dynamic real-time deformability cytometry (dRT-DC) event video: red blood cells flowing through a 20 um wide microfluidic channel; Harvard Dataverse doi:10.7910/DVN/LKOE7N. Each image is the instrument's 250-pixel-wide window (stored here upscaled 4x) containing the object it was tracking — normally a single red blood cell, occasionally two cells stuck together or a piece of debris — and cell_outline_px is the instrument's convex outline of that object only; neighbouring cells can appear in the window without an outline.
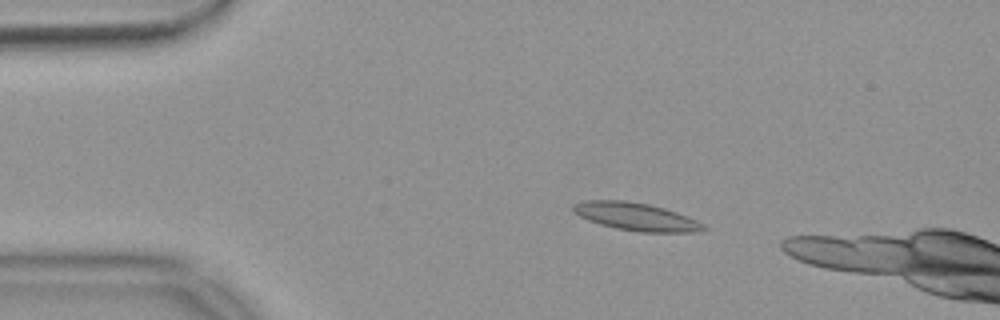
{"species": "common noctule bat (a hibernating species)", "species_latin": "Nyctalus noctula", "temperature_condition": "warm", "stored_images_in_passage": 50, "camera_frame_rate_fps": 3000, "um_per_image_px": 0.085, "animal": {"sex": "female", "body_mass_g": 18.4}, "frame": {"image": 1, "passage_image": 5, "time_ms": 1.333, "image_size_px": [1000, 320], "cell_outline_px": [[708, 228], [700, 232], [640, 232], [616, 228], [600, 224], [588, 220], [572, 212], [572, 204], [584, 200], [624, 200], [648, 204], [664, 208], [688, 216], [704, 224]], "centroid_in_image_um": [54.06, 18.41], "position_along_channel_um": 30.9, "area_um2": 21.21}}
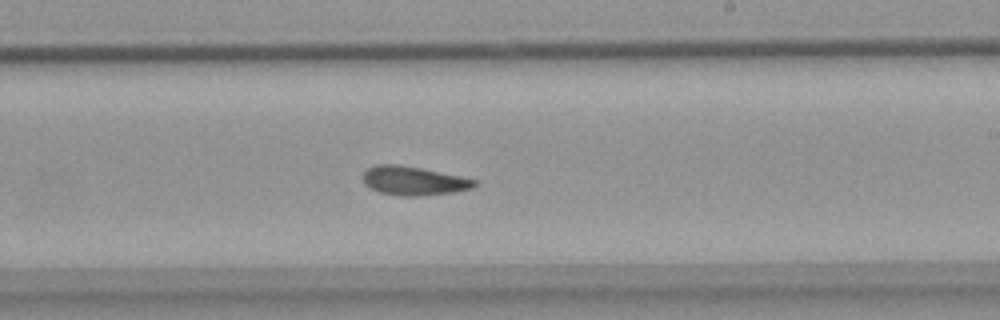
{"frame": {"image": 2, "passage_image": 27, "time_ms": 8.667, "image_size_px": [1000, 320], "cell_outline_px": [[480, 180], [472, 188], [456, 192], [420, 196], [400, 196], [380, 192], [364, 184], [364, 172], [368, 168], [376, 164], [400, 164]], "centroid_in_image_um": [35.19, 15.37], "position_along_channel_um": 253.8, "area_um2": 18.79}}
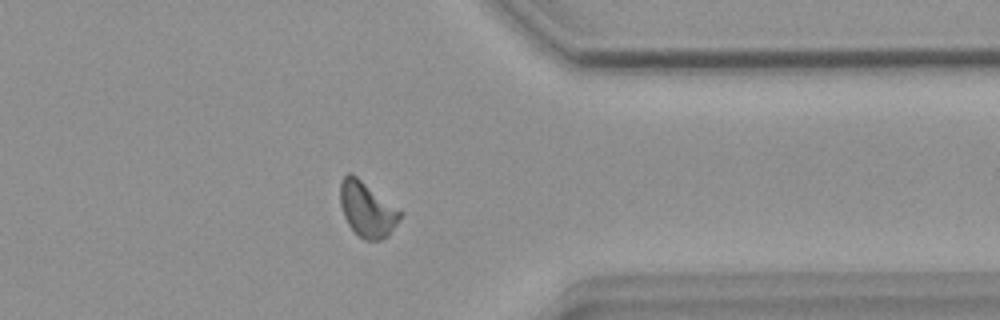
{"frame": {"image": 3, "passage_image": 38, "time_ms": 12.333, "image_size_px": [1000, 320], "cell_outline_px": [[404, 212], [400, 220], [388, 236], [380, 240], [364, 240], [348, 224], [344, 216], [340, 204], [340, 180], [348, 172], [352, 172]], "centroid_in_image_um": [31.22, 17.77], "position_along_channel_um": 380.2, "area_um2": 19.48}, "authors_computed_cell_mechanics": {"area_um2": 18.7561, "velocity_mm_per_s": 3.6976, "shape_relaxation_time_tau1_ms": null, "shape_relaxation_time_tau2_ms": 5.6786, "deformation_change_tau1": null, "deformation_change_tau2": 0.1183}}